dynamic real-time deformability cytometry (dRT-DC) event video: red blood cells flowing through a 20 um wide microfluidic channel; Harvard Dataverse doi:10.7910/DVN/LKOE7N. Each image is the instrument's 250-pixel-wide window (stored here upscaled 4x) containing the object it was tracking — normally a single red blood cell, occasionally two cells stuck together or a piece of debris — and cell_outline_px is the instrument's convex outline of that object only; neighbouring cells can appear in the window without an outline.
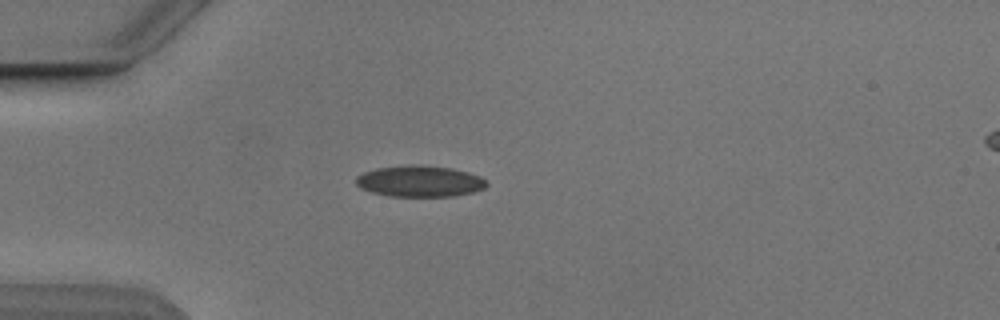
{"species": "Egyptian fruit bat (a non-hibernating species)", "species_latin": "Rousettus aegyptiacus", "temperature_condition": "cold", "stored_images_in_passage": 3, "camera_frame_rate_fps": 3000, "um_per_image_px": 0.085, "animal": {"sex": "male"}, "frame": {"image": 1, "passage_image": 3, "time_ms": 2.333, "image_size_px": [1000, 320], "cell_outline_px": [[488, 184], [484, 188], [472, 192], [452, 196], [388, 196], [372, 192], [360, 188], [356, 184], [356, 176], [364, 172], [376, 168], [452, 168], [468, 172], [480, 176]], "centroid_in_image_um": [35.68, 15.46], "position_along_channel_um": 49.3, "area_um2": 22.6}}